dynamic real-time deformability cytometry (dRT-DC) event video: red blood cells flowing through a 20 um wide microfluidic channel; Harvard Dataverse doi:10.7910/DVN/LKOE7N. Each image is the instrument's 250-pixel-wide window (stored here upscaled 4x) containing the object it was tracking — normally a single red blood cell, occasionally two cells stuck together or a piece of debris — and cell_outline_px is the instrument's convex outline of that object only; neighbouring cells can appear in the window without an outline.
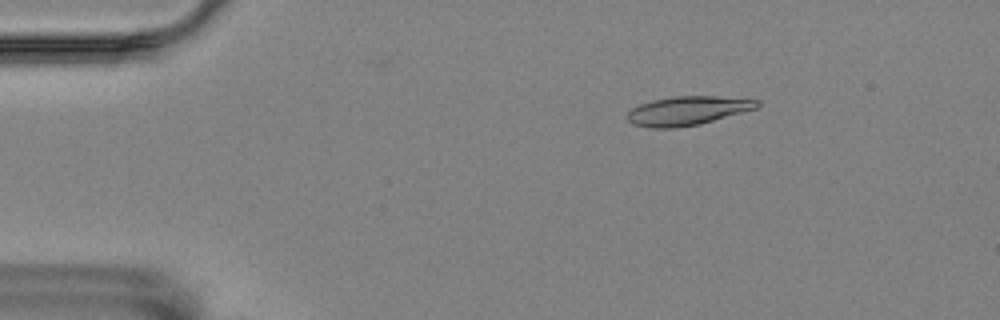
{"species": "Egyptian fruit bat (a non-hibernating species)", "species_latin": "Rousettus aegyptiacus", "temperature_condition": "room temperature", "stored_images_in_passage": 15, "camera_frame_rate_fps": 3000, "um_per_image_px": 0.085, "animal": {"sex": "female"}, "frame": {"image": 1, "passage_image": 9, "time_ms": 2.667, "image_size_px": [1000, 320], "cell_outline_px": [[760, 104], [756, 108], [700, 124], [676, 128], [652, 128], [632, 124], [624, 116], [632, 108], [640, 104], [652, 100], [672, 96], [716, 96], [760, 100]], "centroid_in_image_um": [58.39, 9.41], "position_along_channel_um": 26.6, "area_um2": 21.91}}